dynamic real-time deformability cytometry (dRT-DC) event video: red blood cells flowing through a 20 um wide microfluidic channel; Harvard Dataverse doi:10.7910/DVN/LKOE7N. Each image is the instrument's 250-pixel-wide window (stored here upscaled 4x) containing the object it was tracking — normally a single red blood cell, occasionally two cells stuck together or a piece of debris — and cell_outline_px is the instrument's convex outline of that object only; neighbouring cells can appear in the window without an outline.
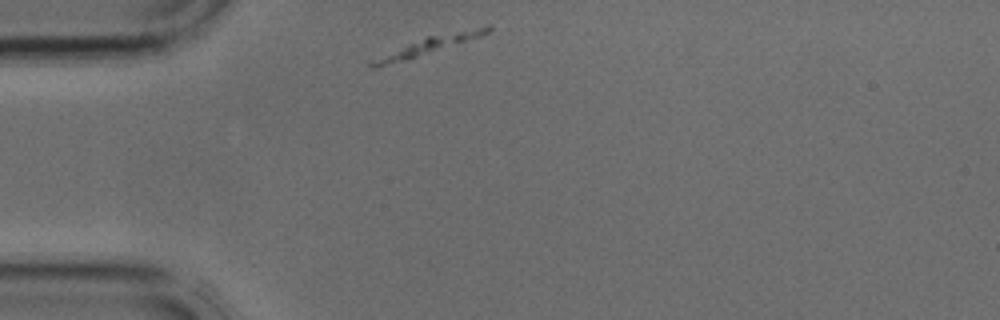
{"species": "common noctule bat (a hibernating species)", "species_latin": "Nyctalus noctula", "temperature_condition": "cold", "stored_images_in_passage": 2, "camera_frame_rate_fps": 3000, "um_per_image_px": 0.085, "animal": {"sex": "male", "body_mass_g": 17.9, "forearm_length_mm": 54.2}, "frame": {"image": 1, "passage_image": 1, "time_ms": 0.0, "image_size_px": [1000, 320], "cell_outline_px": [[492, 28], [488, 32], [480, 36], [404, 60], [376, 68], [368, 68], [368, 64], [408, 44], [428, 36], [488, 24], [492, 24]], "centroid_in_image_um": [36.61, 3.81], "position_along_channel_um": 48.4, "area_um2": 10.98}}